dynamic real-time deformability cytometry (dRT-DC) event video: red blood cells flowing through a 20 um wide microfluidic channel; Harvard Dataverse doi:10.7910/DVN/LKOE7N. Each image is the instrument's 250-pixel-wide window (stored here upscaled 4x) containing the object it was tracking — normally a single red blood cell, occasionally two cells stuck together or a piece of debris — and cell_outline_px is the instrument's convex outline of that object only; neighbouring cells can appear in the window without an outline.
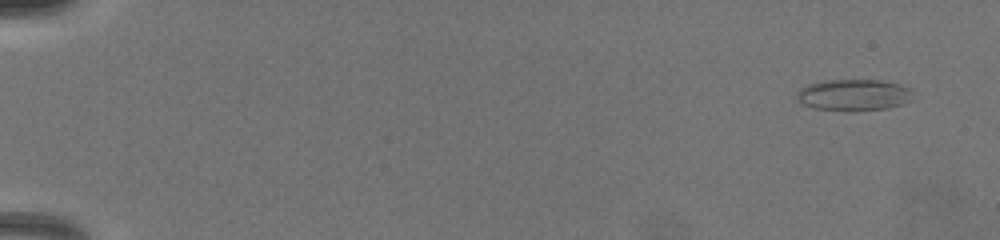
{"species": "common noctule bat (a hibernating species)", "species_latin": "Nyctalus noctula", "temperature_condition": "warm", "stored_images_in_passage": 72, "camera_frame_rate_fps": 3000, "um_per_image_px": 0.085, "animal": {"sex": "female", "body_mass_g": 19.5, "forearm_length_mm": 54.1}, "frame": {"image": 1, "passage_image": 1, "time_ms": 0.0, "image_size_px": [1000, 240], "cell_outline_px": [[912, 100], [900, 104], [884, 108], [856, 112], [844, 112], [816, 108], [804, 104], [796, 100], [796, 92], [800, 88], [808, 84], [824, 80], [880, 80], [900, 84], [912, 88]], "centroid_in_image_um": [72.55, 8.08], "position_along_channel_um": 12.5, "area_um2": 21.68}}
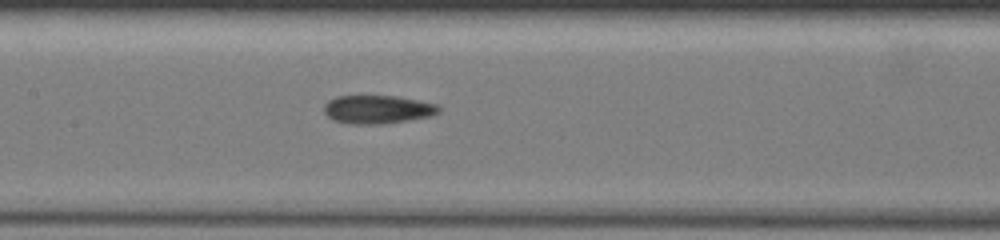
{"frame": {"image": 2, "passage_image": 31, "time_ms": 8.333, "image_size_px": [1000, 240], "cell_outline_px": [[444, 108], [440, 112], [432, 116], [384, 124], [352, 124], [332, 120], [324, 112], [324, 104], [328, 100], [336, 96], [396, 96], [436, 104]], "centroid_in_image_um": [32.11, 9.3], "position_along_channel_um": 175.3, "area_um2": 19.13}}
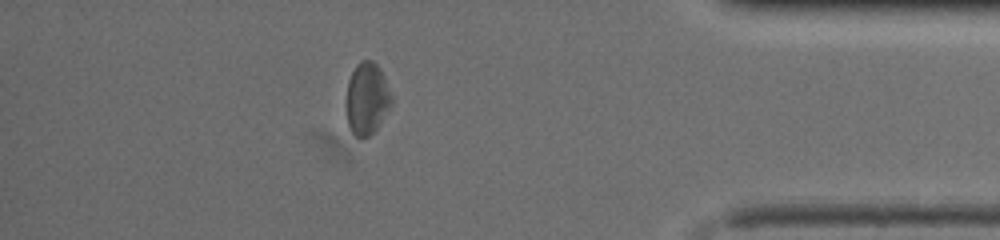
{"frame": {"image": 3, "passage_image": 55, "time_ms": 14.667, "image_size_px": [1000, 240], "cell_outline_px": [[392, 104], [376, 128], [368, 136], [360, 140], [352, 132], [348, 124], [348, 80], [356, 64], [360, 60], [372, 60], [380, 68], [392, 96]], "centroid_in_image_um": [31.21, 8.36], "position_along_channel_um": 404.0, "area_um2": 18.61}, "authors_computed_cell_mechanics": {"area_um2": 19.5364, "velocity_mm_per_s": 4.0806, "shape_relaxation_time_tau1_ms": 9.3932, "shape_relaxation_time_tau2_ms": 3.1797, "deformation_change_tau1": 0.109, "deformation_change_tau2": 0.1121}}